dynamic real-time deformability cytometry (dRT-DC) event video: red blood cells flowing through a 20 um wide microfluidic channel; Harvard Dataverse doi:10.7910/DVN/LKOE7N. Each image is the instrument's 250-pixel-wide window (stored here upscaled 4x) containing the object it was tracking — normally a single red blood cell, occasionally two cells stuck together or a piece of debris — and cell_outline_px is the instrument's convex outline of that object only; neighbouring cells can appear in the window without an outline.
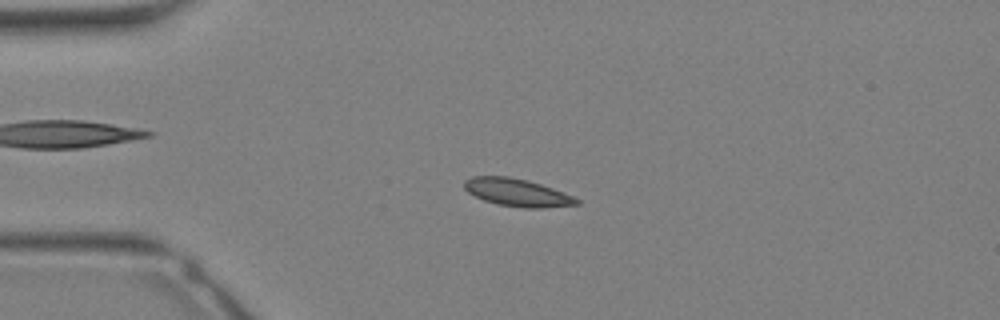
{"species": "Egyptian fruit bat (a non-hibernating species)", "species_latin": "Rousettus aegyptiacus", "temperature_condition": "warm", "stored_images_in_passage": 34, "camera_frame_rate_fps": 3000, "um_per_image_px": 0.085, "animal": {"sex": "female"}, "frame": {"image": 1, "passage_image": 8, "time_ms": 2.333, "image_size_px": [1000, 320], "cell_outline_px": [[580, 204], [540, 208], [524, 208], [496, 204], [484, 200], [468, 192], [464, 188], [464, 180], [472, 176], [508, 176], [528, 180], [564, 192], [580, 200]], "centroid_in_image_um": [43.95, 16.36], "position_along_channel_um": 41.1, "area_um2": 18.09}}
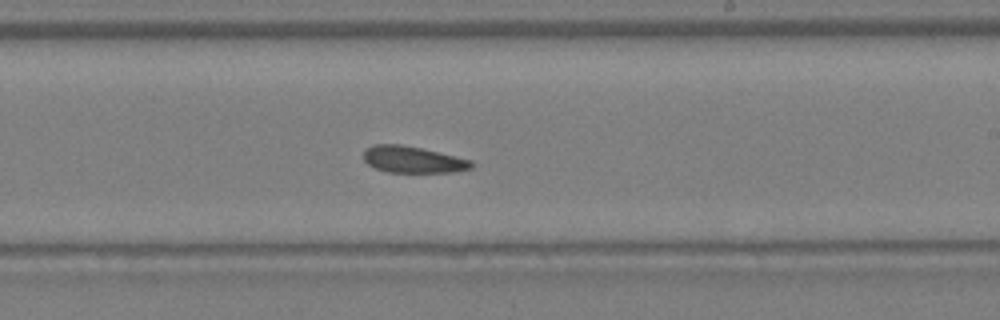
{"frame": {"image": 2, "passage_image": 20, "time_ms": 6.333, "image_size_px": [1000, 320], "cell_outline_px": [[476, 164], [472, 168], [456, 172], [388, 172], [376, 168], [368, 164], [364, 160], [364, 148], [372, 144], [400, 144], [420, 148], [472, 160]], "centroid_in_image_um": [35.1, 13.56], "position_along_channel_um": 253.9, "area_um2": 16.76}}
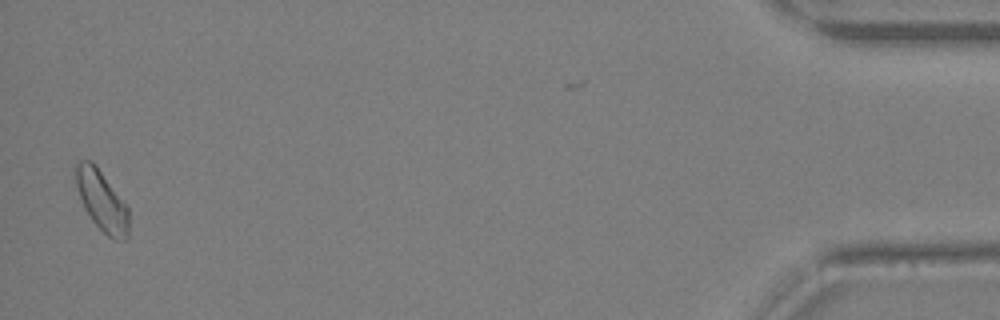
{"frame": {"image": 3, "passage_image": 33, "time_ms": 10.667, "image_size_px": [1000, 320], "cell_outline_px": [[128, 236], [124, 240], [116, 240], [108, 236], [92, 220], [84, 208], [76, 188], [72, 168], [80, 160], [92, 160], [96, 164], [128, 208]], "centroid_in_image_um": [8.6, 17.0], "position_along_channel_um": 426.6, "area_um2": 18.79}}